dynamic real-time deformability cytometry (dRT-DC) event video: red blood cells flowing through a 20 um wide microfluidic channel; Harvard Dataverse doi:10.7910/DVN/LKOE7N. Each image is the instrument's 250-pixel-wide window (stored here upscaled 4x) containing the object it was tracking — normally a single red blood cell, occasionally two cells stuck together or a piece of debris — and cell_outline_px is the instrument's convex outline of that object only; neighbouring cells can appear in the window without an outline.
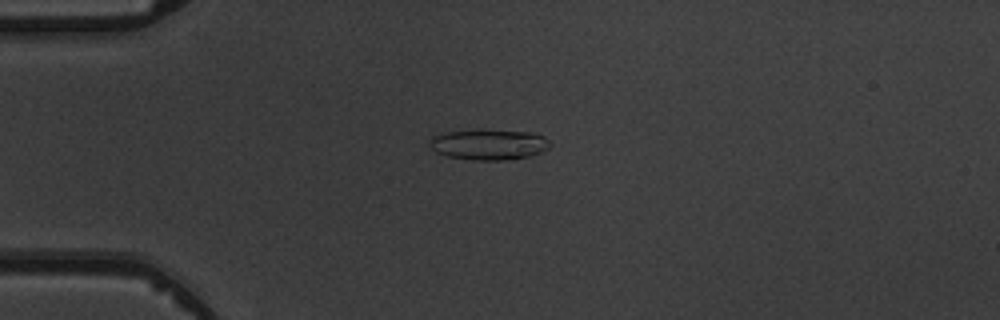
{"species": "common noctule bat (a hibernating species)", "species_latin": "Nyctalus noctula", "temperature_condition": "warm", "stored_images_in_passage": 1, "camera_frame_rate_fps": 3000, "um_per_image_px": 0.085, "animal": {"sex": "male", "body_mass_g": 19.5, "forearm_length_mm": 54.6}, "frame": {"image": 1, "passage_image": 1, "time_ms": 0.0, "image_size_px": [1000, 320], "cell_outline_px": [[552, 144], [548, 148], [540, 152], [528, 156], [504, 160], [472, 160], [448, 156], [436, 152], [428, 144], [432, 136], [448, 132], [528, 132], [544, 136]], "centroid_in_image_um": [41.55, 12.32], "position_along_channel_um": 43.4, "area_um2": 20.52}}